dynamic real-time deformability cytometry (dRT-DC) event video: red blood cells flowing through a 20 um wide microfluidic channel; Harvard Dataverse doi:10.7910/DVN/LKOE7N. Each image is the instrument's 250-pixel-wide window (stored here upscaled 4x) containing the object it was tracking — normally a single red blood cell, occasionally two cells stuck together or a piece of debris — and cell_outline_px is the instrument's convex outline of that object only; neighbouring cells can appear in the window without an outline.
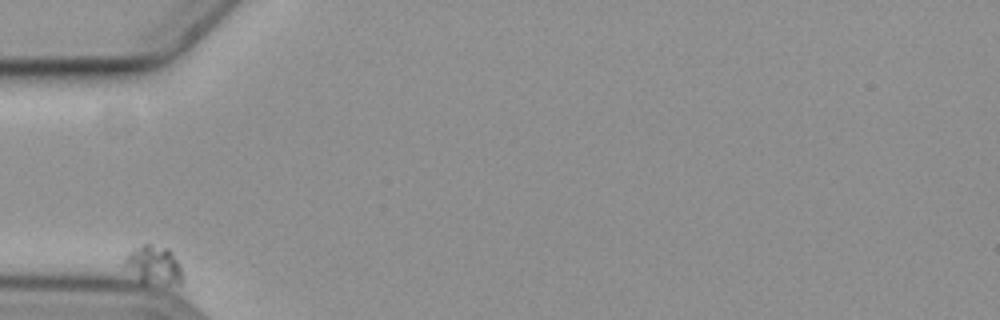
{"species": "common noctule bat (a hibernating species)", "species_latin": "Nyctalus noctula", "temperature_condition": "cold", "stored_images_in_passage": 4, "camera_frame_rate_fps": 3000, "um_per_image_px": 0.085, "animal": {"sex": "female", "body_mass_g": 19.3, "forearm_length_mm": 54.1}, "frame": {"image": 1, "passage_image": 1, "time_ms": 0.0, "image_size_px": [1000, 320], "cell_outline_px": [[180, 284], [140, 284], [120, 268], [124, 260], [136, 248], [144, 244], [152, 244], [168, 248], [172, 252], [180, 264]], "centroid_in_image_um": [12.97, 22.57], "position_along_channel_um": 72.0, "area_um2": 13.41}}
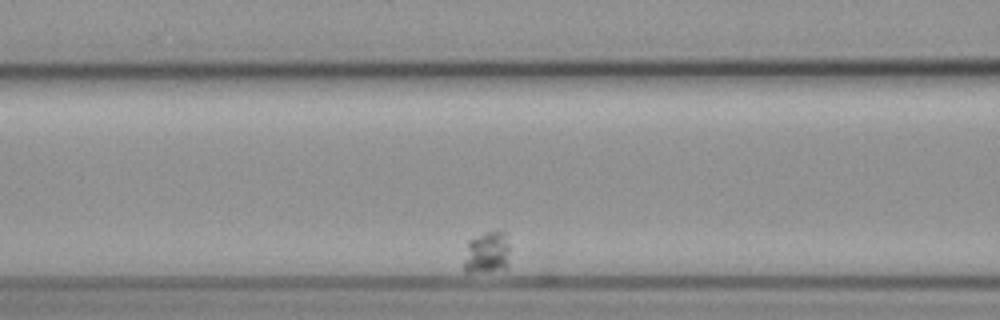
{"frame": {"image": 2, "passage_image": 3, "time_ms": 2.333, "image_size_px": [1000, 320], "cell_outline_px": [[508, 268], [472, 272], [464, 272], [464, 260], [468, 240], [484, 232], [508, 232]], "centroid_in_image_um": [41.4, 21.45], "position_along_channel_um": 125.2, "area_um2": 11.21}}
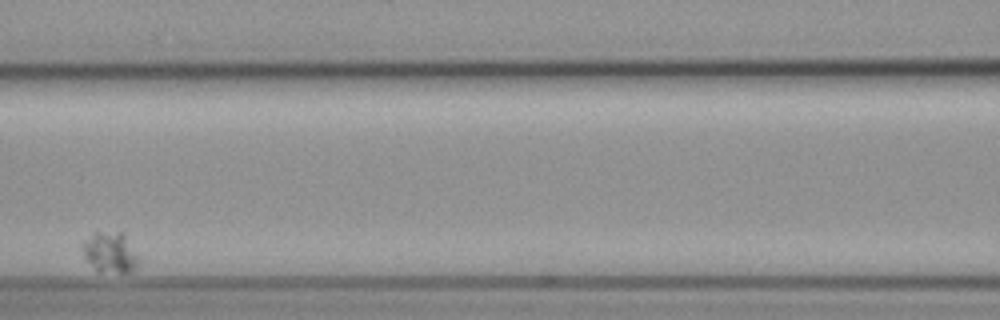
{"frame": {"image": 3, "passage_image": 4, "time_ms": 3.667, "image_size_px": [1000, 320], "cell_outline_px": [[140, 260], [136, 268], [132, 272], [96, 272], [84, 256], [80, 244], [84, 240], [96, 232], [124, 232]], "centroid_in_image_um": [9.36, 21.47], "position_along_channel_um": 157.2, "area_um2": 13.47}}